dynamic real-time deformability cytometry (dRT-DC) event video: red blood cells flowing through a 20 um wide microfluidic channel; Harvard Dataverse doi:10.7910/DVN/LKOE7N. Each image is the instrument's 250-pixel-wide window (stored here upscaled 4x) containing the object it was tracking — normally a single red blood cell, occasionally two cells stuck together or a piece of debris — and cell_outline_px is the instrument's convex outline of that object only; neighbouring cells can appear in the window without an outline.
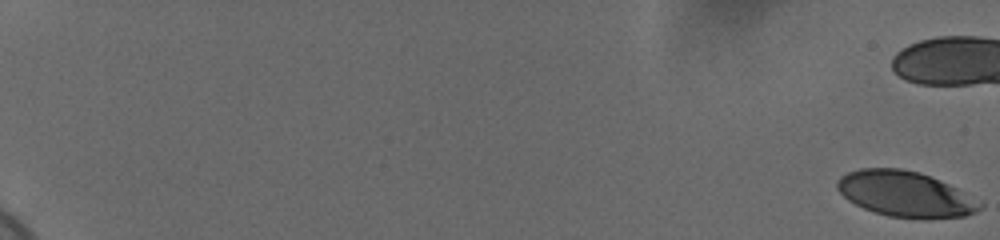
{"species": "human", "species_latin": "Homo sapiens", "temperature_condition": "cold", "stored_images_in_passage": 50, "camera_frame_rate_fps": 3000, "um_per_image_px": 0.085, "donor": {"sex": "female"}, "frame": {"image": 1, "passage_image": 1, "time_ms": 0.0, "image_size_px": [1000, 240], "cell_outline_px": [[984, 208], [976, 212], [964, 216], [888, 216], [864, 208], [848, 200], [836, 188], [836, 180], [840, 176], [848, 172], [860, 168], [900, 168], [920, 172], [932, 176], [964, 192], [984, 204]], "centroid_in_image_um": [76.92, 16.44], "position_along_channel_um": 8.1, "area_um2": 37.17}}
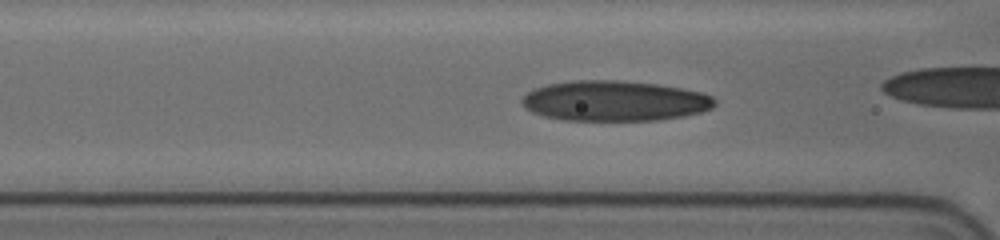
{"frame": {"image": 2, "passage_image": 29, "time_ms": 9.333, "image_size_px": [1000, 240], "cell_outline_px": [[716, 104], [712, 108], [700, 112], [684, 116], [660, 120], [564, 120], [544, 116], [532, 112], [524, 108], [520, 104], [520, 100], [528, 92], [536, 88], [548, 84], [572, 80], [616, 80], [656, 84], [680, 88], [700, 92], [712, 96], [716, 100]], "centroid_in_image_um": [52.22, 8.58], "position_along_channel_um": 114.4, "area_um2": 45.37}}
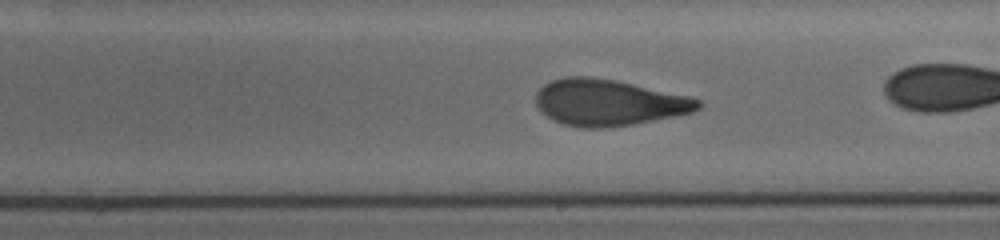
{"frame": {"image": 3, "passage_image": 39, "time_ms": 12.667, "image_size_px": [1000, 240], "cell_outline_px": [[704, 104], [700, 108], [692, 112], [632, 124], [604, 128], [584, 128], [564, 124], [552, 120], [540, 112], [536, 104], [536, 92], [544, 84], [552, 80], [564, 76], [592, 76], [616, 80], [692, 96], [700, 100]], "centroid_in_image_um": [51.72, 8.7], "position_along_channel_um": 237.3, "area_um2": 44.1}}